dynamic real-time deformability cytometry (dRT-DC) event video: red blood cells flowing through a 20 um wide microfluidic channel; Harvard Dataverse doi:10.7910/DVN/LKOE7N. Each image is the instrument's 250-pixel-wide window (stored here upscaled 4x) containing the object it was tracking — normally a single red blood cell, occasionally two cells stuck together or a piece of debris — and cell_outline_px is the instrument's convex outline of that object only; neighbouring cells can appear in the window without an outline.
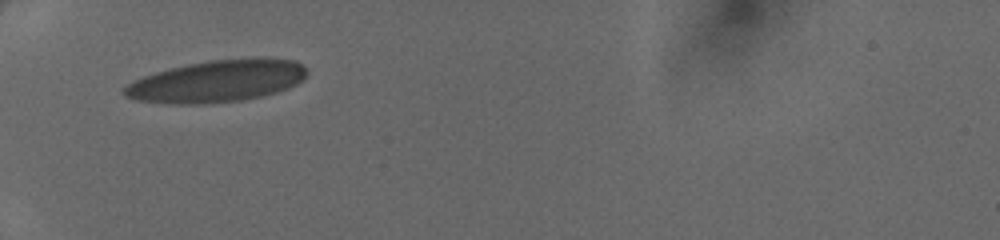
{"species": "human", "species_latin": "Homo sapiens", "temperature_condition": "cold", "stored_images_in_passage": 28, "camera_frame_rate_fps": 3000, "um_per_image_px": 0.085, "donor": {"sex": "female"}, "frame": {"image": 1, "passage_image": 1, "time_ms": 0.0, "image_size_px": [1000, 240], "cell_outline_px": [[308, 72], [296, 84], [288, 88], [276, 92], [260, 96], [240, 100], [200, 104], [176, 104], [136, 100], [124, 96], [120, 92], [120, 88], [132, 80], [156, 72], [188, 64], [212, 60], [256, 56], [296, 60], [304, 64]], "centroid_in_image_um": [18.43, 6.88], "position_along_channel_um": 66.6, "area_um2": 45.08}}
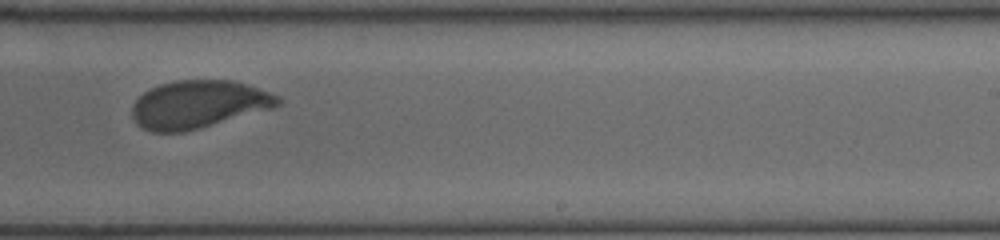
{"frame": {"image": 2, "passage_image": 16, "time_ms": 5.0, "image_size_px": [1000, 240], "cell_outline_px": [[280, 104], [272, 108], [200, 128], [184, 132], [152, 132], [136, 124], [132, 116], [132, 104], [144, 92], [160, 84], [176, 80], [232, 80], [248, 84], [280, 96]], "centroid_in_image_um": [16.86, 8.87], "position_along_channel_um": 272.1, "area_um2": 40.52}}
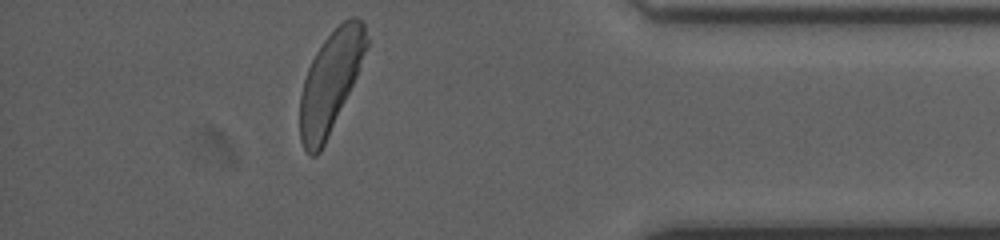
{"frame": {"image": 3, "passage_image": 27, "time_ms": 8.667, "image_size_px": [1000, 240], "cell_outline_px": [[368, 44], [356, 76], [324, 144], [320, 152], [316, 156], [312, 156], [304, 148], [300, 140], [300, 96], [304, 80], [308, 68], [316, 52], [324, 40], [344, 20], [352, 16], [356, 16], [364, 24], [368, 36]], "centroid_in_image_um": [28.07, 6.95], "position_along_channel_um": 407.1, "area_um2": 38.15}}